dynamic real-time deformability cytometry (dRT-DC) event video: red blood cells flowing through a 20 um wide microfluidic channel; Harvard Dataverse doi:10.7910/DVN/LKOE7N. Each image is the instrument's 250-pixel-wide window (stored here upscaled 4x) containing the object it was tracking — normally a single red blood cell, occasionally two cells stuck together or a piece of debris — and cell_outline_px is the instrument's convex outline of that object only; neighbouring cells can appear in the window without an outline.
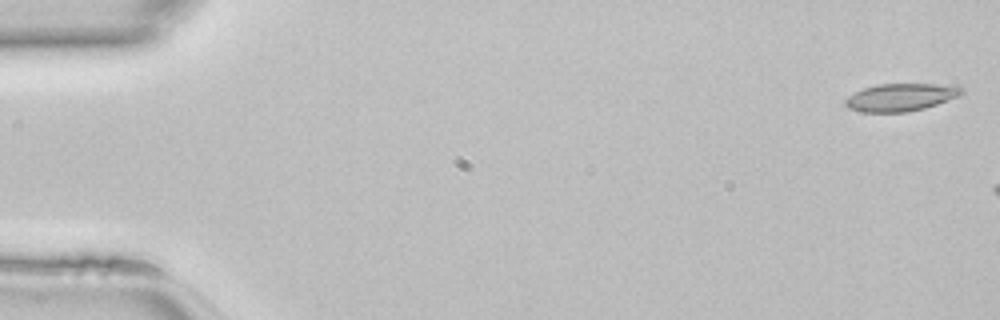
{"species": "common noctule bat (a hibernating species)", "species_latin": "Nyctalus noctula", "temperature_condition": "room temperature", "stored_images_in_passage": 7, "camera_frame_rate_fps": 3000, "um_per_image_px": 0.085, "animal": {"sex": "female", "body_mass_g": 22.7, "forearm_length_mm": 54.2}, "frame": {"image": 1, "passage_image": 1, "time_ms": 0.0, "image_size_px": [1000, 320], "cell_outline_px": [[964, 92], [960, 96], [924, 108], [908, 112], [860, 112], [848, 108], [844, 104], [844, 100], [848, 96], [864, 88], [880, 84], [932, 84], [964, 88]], "centroid_in_image_um": [76.53, 8.28], "position_along_channel_um": 8.5, "area_um2": 18.55}}